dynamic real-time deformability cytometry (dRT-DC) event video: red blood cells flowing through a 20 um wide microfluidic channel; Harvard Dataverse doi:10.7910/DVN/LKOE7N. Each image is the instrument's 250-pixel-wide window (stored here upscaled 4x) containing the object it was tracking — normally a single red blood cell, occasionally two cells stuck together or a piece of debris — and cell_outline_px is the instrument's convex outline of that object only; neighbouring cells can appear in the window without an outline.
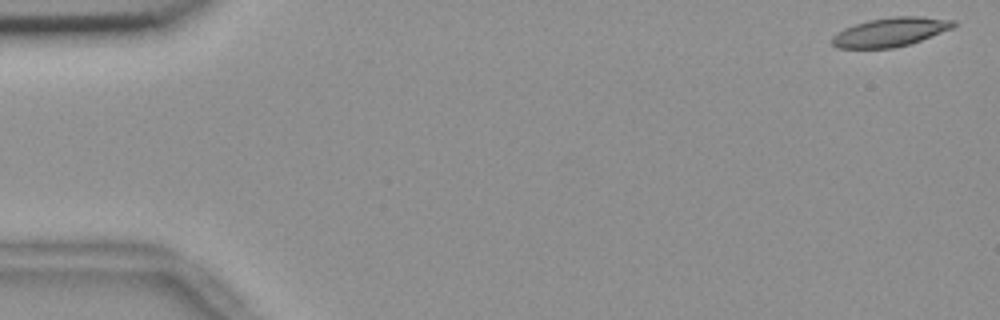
{"species": "common noctule bat (a hibernating species)", "species_latin": "Nyctalus noctula", "temperature_condition": "room temperature", "stored_images_in_passage": 55, "camera_frame_rate_fps": 3000, "um_per_image_px": 0.085, "animal": {"sex": "female", "body_mass_g": 18.4}, "frame": {"image": 1, "passage_image": 1, "time_ms": 0.0, "image_size_px": [1000, 320], "cell_outline_px": [[956, 24], [952, 28], [920, 40], [896, 48], [836, 48], [832, 44], [832, 36], [836, 32], [844, 28], [868, 20], [892, 16], [920, 16], [956, 20]], "centroid_in_image_um": [75.66, 2.71], "position_along_channel_um": 9.3, "area_um2": 20.46}}
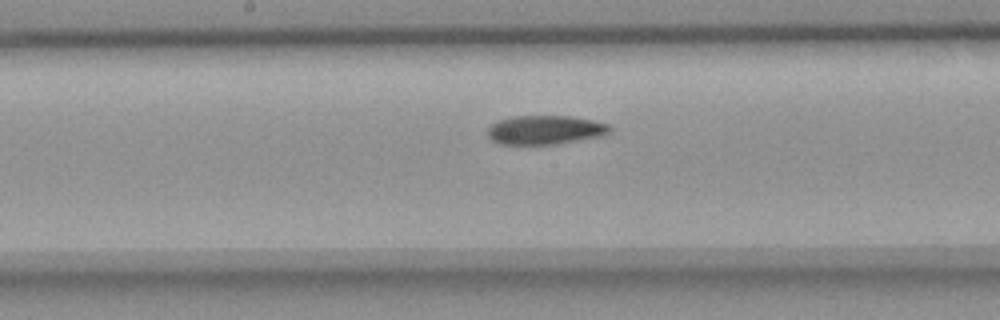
{"frame": {"image": 2, "passage_image": 28, "time_ms": 9.0, "image_size_px": [1000, 320], "cell_outline_px": [[612, 128], [608, 132], [600, 136], [552, 144], [500, 144], [492, 140], [488, 136], [488, 128], [492, 124], [500, 120], [512, 116], [572, 116], [592, 120], [608, 124]], "centroid_in_image_um": [46.31, 11.03], "position_along_channel_um": 201.9, "area_um2": 20.35}}
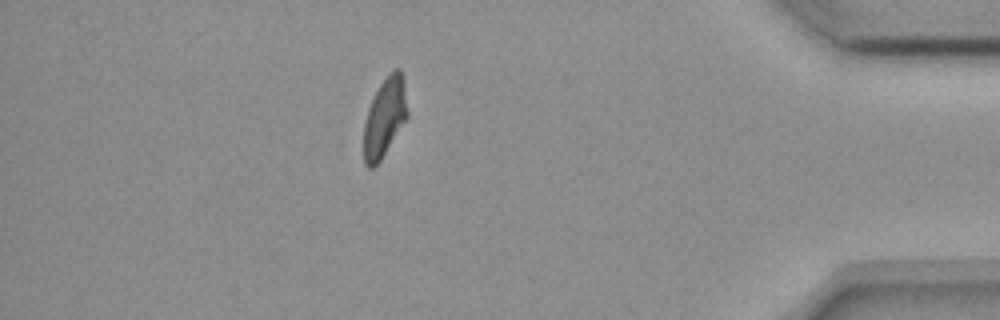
{"frame": {"image": 3, "passage_image": 48, "time_ms": 15.667, "image_size_px": [1000, 320], "cell_outline_px": [[408, 116], [380, 160], [372, 168], [368, 168], [364, 164], [364, 124], [368, 108], [380, 84], [396, 68], [400, 68], [404, 80], [408, 112]], "centroid_in_image_um": [32.7, 9.98], "position_along_channel_um": 402.5, "area_um2": 19.71}}